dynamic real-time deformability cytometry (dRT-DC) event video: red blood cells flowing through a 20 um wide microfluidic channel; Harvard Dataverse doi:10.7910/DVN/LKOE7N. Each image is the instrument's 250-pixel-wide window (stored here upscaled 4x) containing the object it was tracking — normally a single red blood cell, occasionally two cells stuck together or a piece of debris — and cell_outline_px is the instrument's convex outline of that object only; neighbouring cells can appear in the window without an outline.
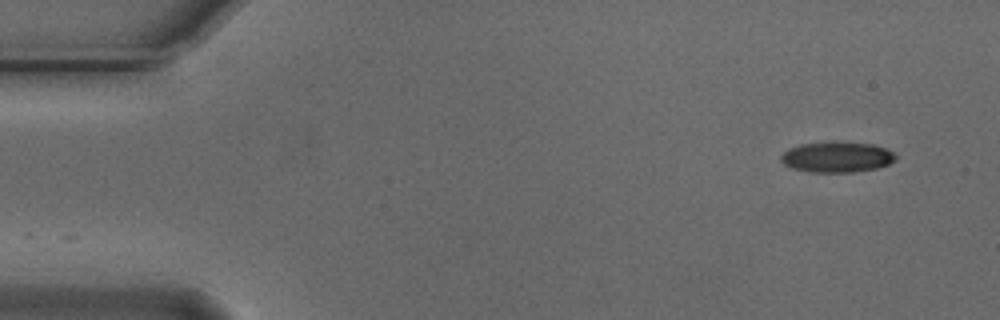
{"species": "Egyptian fruit bat (a non-hibernating species)", "species_latin": "Rousettus aegyptiacus", "temperature_condition": "cold", "stored_images_in_passage": 52, "camera_frame_rate_fps": 3000, "um_per_image_px": 0.085, "animal": {"sex": "male"}, "frame": {"image": 1, "passage_image": 1, "time_ms": 0.0, "image_size_px": [1000, 320], "cell_outline_px": [[896, 160], [888, 164], [876, 168], [856, 172], [812, 172], [792, 168], [784, 164], [780, 160], [780, 156], [788, 148], [800, 144], [872, 144], [884, 148], [892, 152], [896, 156]], "centroid_in_image_um": [71.12, 13.39], "position_along_channel_um": 13.9, "area_um2": 19.71}}
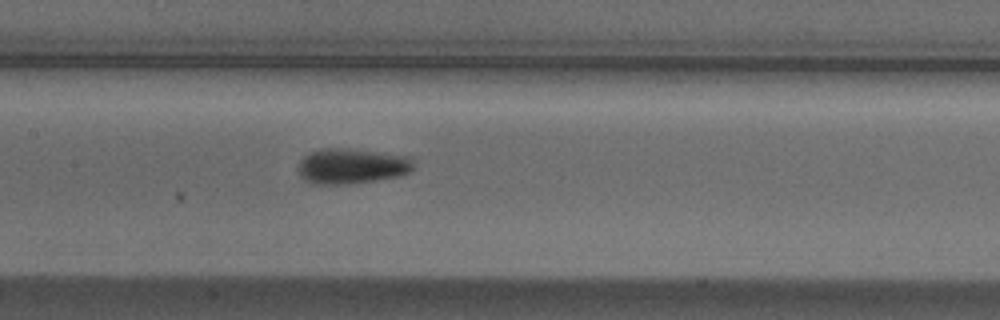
{"frame": {"image": 2, "passage_image": 23, "time_ms": 7.333, "image_size_px": [1000, 320], "cell_outline_px": [[416, 168], [400, 176], [376, 180], [348, 184], [312, 184], [304, 180], [300, 176], [296, 168], [300, 160], [308, 152], [320, 148], [348, 148], [412, 156]], "centroid_in_image_um": [29.89, 14.11], "position_along_channel_um": 177.5, "area_um2": 24.39}}
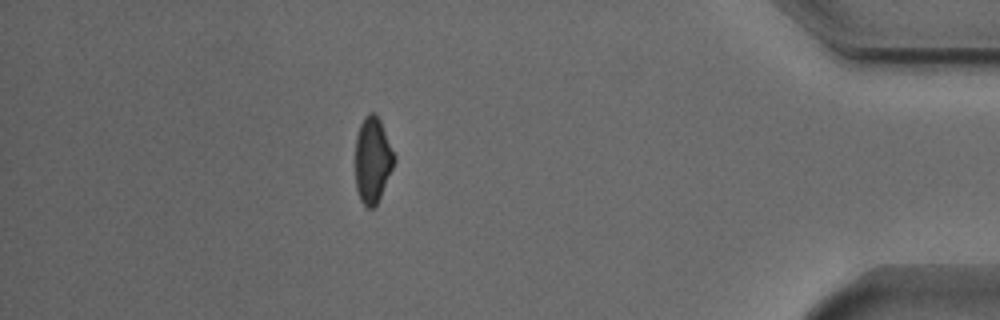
{"frame": {"image": 3, "passage_image": 45, "time_ms": 14.667, "image_size_px": [1000, 320], "cell_outline_px": [[396, 160], [380, 196], [376, 204], [372, 208], [368, 208], [360, 200], [356, 188], [356, 136], [360, 124], [364, 116], [368, 112], [376, 112], [380, 120], [396, 156]], "centroid_in_image_um": [31.67, 13.55], "position_along_channel_um": 403.5, "area_um2": 19.42}, "authors_computed_cell_mechanics": {"area_um2": 21.097, "velocity_mm_per_s": 3.7367, "shape_relaxation_time_tau1_ms": 4.1115, "shape_relaxation_time_tau2_ms": 5.6268, "deformation_change_tau1": 0.0928, "deformation_change_tau2": 0.1176}}